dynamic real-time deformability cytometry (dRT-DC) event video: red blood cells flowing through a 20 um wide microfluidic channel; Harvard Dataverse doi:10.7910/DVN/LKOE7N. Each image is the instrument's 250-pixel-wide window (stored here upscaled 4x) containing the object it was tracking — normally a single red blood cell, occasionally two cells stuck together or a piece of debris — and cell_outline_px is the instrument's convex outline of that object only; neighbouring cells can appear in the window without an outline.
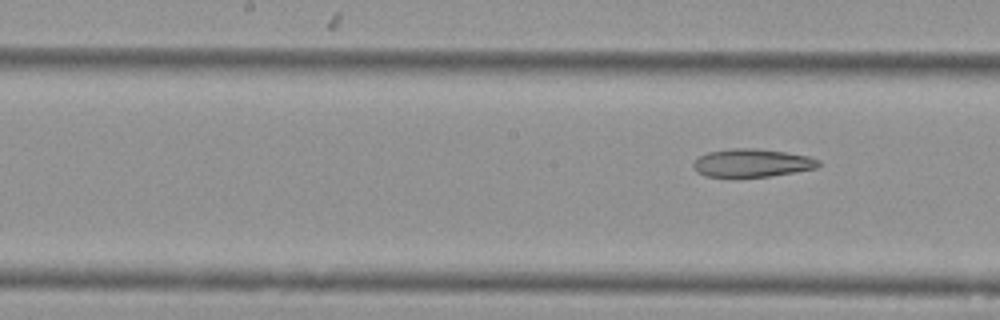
{"species": "Egyptian fruit bat (a non-hibernating species)", "species_latin": "Rousettus aegyptiacus", "temperature_condition": "cold", "stored_images_in_passage": 7, "segment_of_instrument_passage": [2, 2], "camera_frame_rate_fps": 3000, "um_per_image_px": 0.085, "animal": {"sex": "female"}, "frame": {"image": 1, "passage_image": 7, "time_ms": 2.0, "image_size_px": [1000, 320], "cell_outline_px": [[820, 168], [768, 176], [728, 180], [704, 176], [696, 172], [692, 164], [700, 156], [708, 152], [732, 148], [756, 148], [784, 152], [808, 156], [820, 160]], "centroid_in_image_um": [63.87, 13.89], "position_along_channel_um": 184.3, "area_um2": 21.27}}